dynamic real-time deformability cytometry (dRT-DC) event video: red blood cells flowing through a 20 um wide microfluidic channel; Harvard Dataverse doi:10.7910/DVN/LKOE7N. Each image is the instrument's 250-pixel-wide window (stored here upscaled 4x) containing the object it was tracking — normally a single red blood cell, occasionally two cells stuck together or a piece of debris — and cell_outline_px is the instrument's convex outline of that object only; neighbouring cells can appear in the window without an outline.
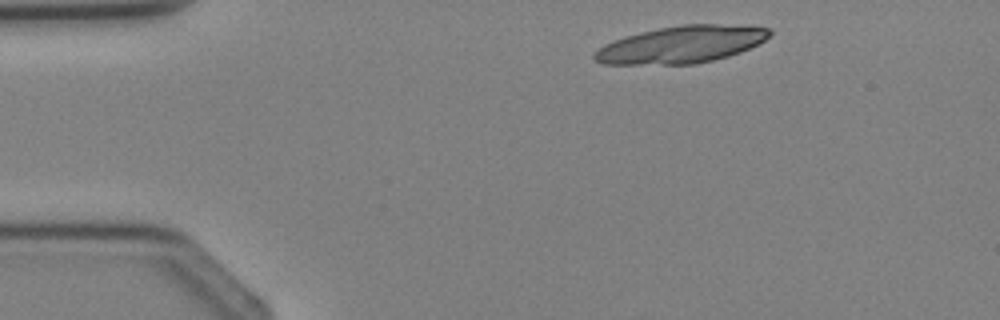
{"species": "Egyptian fruit bat (a non-hibernating species)", "species_latin": "Rousettus aegyptiacus", "temperature_condition": "cold", "stored_images_in_passage": 2, "camera_frame_rate_fps": 3000, "um_per_image_px": 0.085, "animal": {"sex": "female"}, "frame": {"image": 1, "passage_image": 1, "time_ms": 0.0, "image_size_px": [1000, 320], "cell_outline_px": [[772, 32], [764, 40], [740, 52], [728, 56], [696, 64], [604, 64], [596, 60], [592, 56], [604, 44], [624, 36], [640, 32], [660, 28], [684, 24], [720, 24], [768, 28]], "centroid_in_image_um": [57.88, 3.79], "position_along_channel_um": 27.1, "area_um2": 37.4}}